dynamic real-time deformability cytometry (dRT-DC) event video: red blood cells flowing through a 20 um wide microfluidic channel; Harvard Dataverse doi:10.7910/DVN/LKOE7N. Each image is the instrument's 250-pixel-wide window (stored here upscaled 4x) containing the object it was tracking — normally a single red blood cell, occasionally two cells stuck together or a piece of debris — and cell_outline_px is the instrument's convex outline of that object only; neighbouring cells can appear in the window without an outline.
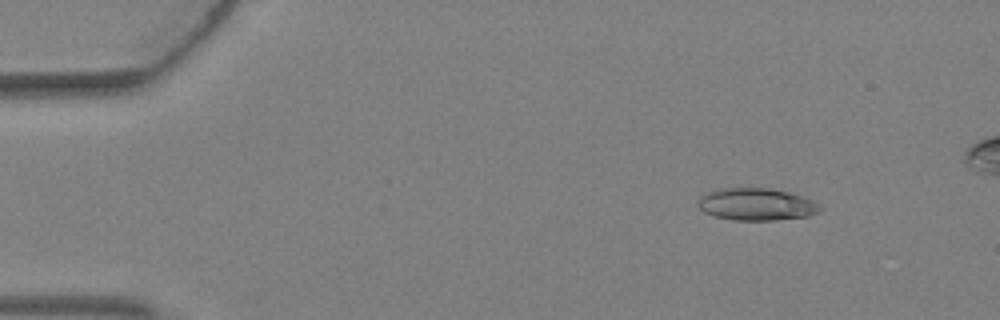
{"species": "Egyptian fruit bat (a non-hibernating species)", "species_latin": "Rousettus aegyptiacus", "temperature_condition": "warm", "stored_images_in_passage": 5, "segment_of_instrument_passage": [1, 2], "camera_frame_rate_fps": 3000, "um_per_image_px": 0.085, "animal": {"sex": "female"}, "frame": {"image": 1, "passage_image": 2, "time_ms": 0.333, "image_size_px": [1000, 320], "cell_outline_px": [[824, 208], [820, 212], [808, 216], [776, 220], [732, 220], [716, 216], [704, 212], [696, 204], [696, 200], [700, 196], [716, 188], [772, 188], [792, 192], [804, 196], [820, 204]], "centroid_in_image_um": [64.32, 17.35], "position_along_channel_um": 20.7, "area_um2": 23.41}}